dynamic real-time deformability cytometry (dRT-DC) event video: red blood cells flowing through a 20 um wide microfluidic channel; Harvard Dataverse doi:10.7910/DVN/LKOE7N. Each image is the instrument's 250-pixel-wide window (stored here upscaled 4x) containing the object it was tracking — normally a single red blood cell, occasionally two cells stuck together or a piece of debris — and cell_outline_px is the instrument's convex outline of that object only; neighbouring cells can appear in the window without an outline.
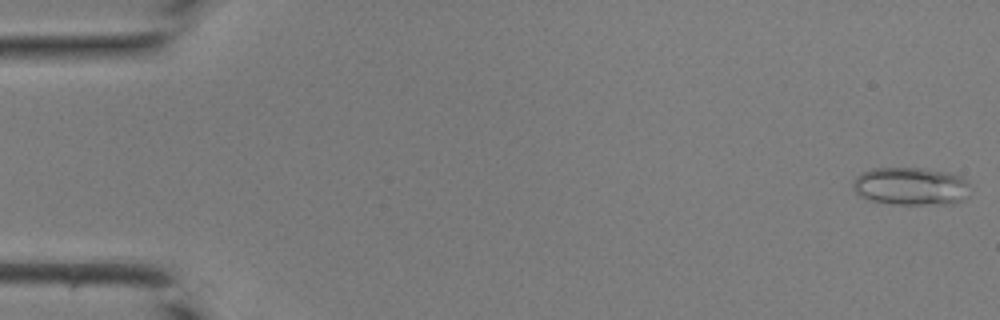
{"species": "common noctule bat (a hibernating species)", "species_latin": "Nyctalus noctula", "temperature_condition": "room temperature", "stored_images_in_passage": 7, "camera_frame_rate_fps": 3000, "um_per_image_px": 0.085, "animal": {"sex": "male", "body_mass_g": 19.0, "forearm_length_mm": 50.8}, "frame": {"image": 1, "passage_image": 1, "time_ms": 0.0, "image_size_px": [1000, 320], "cell_outline_px": [[972, 188], [968, 196], [964, 200], [952, 204], [892, 204], [868, 200], [860, 196], [852, 188], [852, 180], [860, 172], [872, 168], [924, 168], [948, 172], [960, 176]], "centroid_in_image_um": [77.41, 15.83], "position_along_channel_um": 7.6, "area_um2": 26.41}}